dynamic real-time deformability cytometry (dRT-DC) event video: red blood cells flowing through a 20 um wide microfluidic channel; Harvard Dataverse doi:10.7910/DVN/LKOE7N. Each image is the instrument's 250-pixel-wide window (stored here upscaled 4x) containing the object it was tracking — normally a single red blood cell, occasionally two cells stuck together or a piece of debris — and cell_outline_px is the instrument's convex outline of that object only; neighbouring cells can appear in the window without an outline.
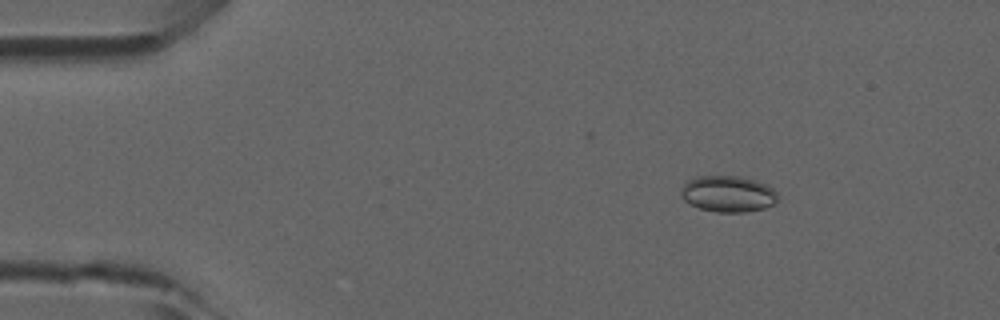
{"species": "common noctule bat (a hibernating species)", "species_latin": "Nyctalus noctula", "temperature_condition": "room temperature", "stored_images_in_passage": 48, "camera_frame_rate_fps": 3000, "um_per_image_px": 0.085, "animal": {"sex": "male", "forearm_length_mm": 52.5}, "frame": {"image": 1, "passage_image": 7, "time_ms": 2.0, "image_size_px": [1000, 320], "cell_outline_px": [[776, 200], [772, 204], [764, 208], [744, 212], [716, 212], [700, 208], [684, 200], [680, 196], [680, 188], [688, 180], [696, 176], [736, 176], [768, 184], [776, 192]], "centroid_in_image_um": [61.84, 16.47], "position_along_channel_um": 23.2, "area_um2": 20.29}}
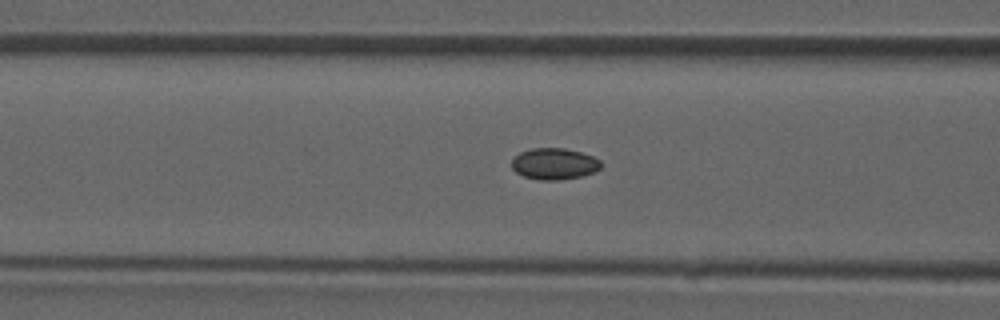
{"frame": {"image": 2, "passage_image": 19, "time_ms": 6.0, "image_size_px": [1000, 320], "cell_outline_px": [[600, 168], [592, 172], [580, 176], [556, 180], [540, 180], [524, 176], [516, 172], [512, 168], [512, 160], [520, 152], [532, 148], [564, 148], [580, 152], [592, 156], [600, 160]], "centroid_in_image_um": [47.09, 13.91], "position_along_channel_um": 119.5, "area_um2": 16.07}}
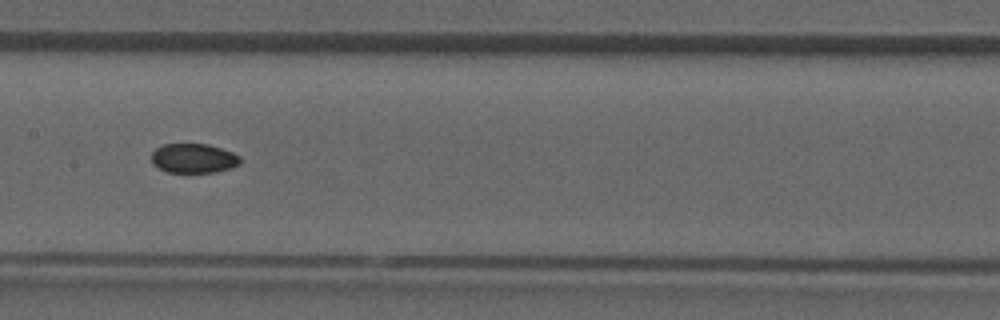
{"frame": {"image": 3, "passage_image": 24, "time_ms": 7.667, "image_size_px": [1000, 320], "cell_outline_px": [[240, 164], [216, 172], [168, 172], [152, 164], [152, 152], [156, 148], [164, 144], [208, 144], [232, 152], [240, 156]], "centroid_in_image_um": [16.45, 13.45], "position_along_channel_um": 191.0, "area_um2": 15.09}}